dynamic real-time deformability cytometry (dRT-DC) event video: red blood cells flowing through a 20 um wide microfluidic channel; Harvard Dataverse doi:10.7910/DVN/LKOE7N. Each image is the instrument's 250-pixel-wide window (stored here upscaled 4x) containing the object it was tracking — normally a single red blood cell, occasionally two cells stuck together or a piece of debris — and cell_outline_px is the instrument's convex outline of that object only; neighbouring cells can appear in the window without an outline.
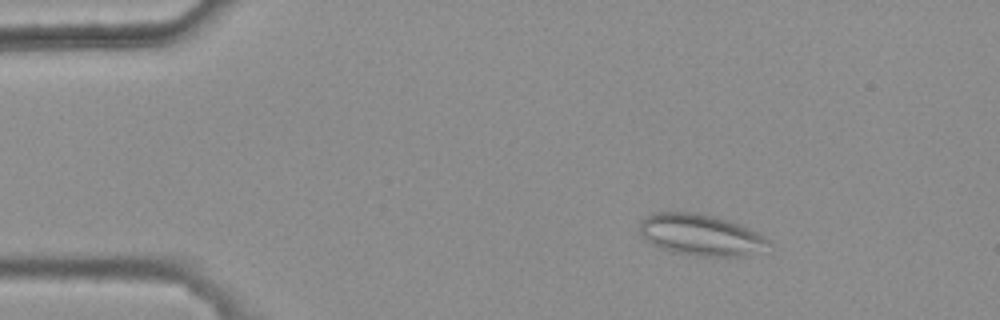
{"species": "common noctule bat (a hibernating species)", "species_latin": "Nyctalus noctula", "temperature_condition": "warm", "stored_images_in_passage": 4, "camera_frame_rate_fps": 3000, "um_per_image_px": 0.085, "animal": {"sex": "female", "body_mass_g": 25.1}, "frame": {"image": 1, "passage_image": 2, "time_ms": 0.333, "image_size_px": [1000, 320], "cell_outline_px": [[768, 240], [744, 256], [696, 256], [672, 252], [656, 248], [640, 236], [640, 220], [652, 212], [700, 212], [728, 220], [740, 224], [764, 236]], "centroid_in_image_um": [59.38, 19.94], "position_along_channel_um": 25.6, "area_um2": 30.75}}